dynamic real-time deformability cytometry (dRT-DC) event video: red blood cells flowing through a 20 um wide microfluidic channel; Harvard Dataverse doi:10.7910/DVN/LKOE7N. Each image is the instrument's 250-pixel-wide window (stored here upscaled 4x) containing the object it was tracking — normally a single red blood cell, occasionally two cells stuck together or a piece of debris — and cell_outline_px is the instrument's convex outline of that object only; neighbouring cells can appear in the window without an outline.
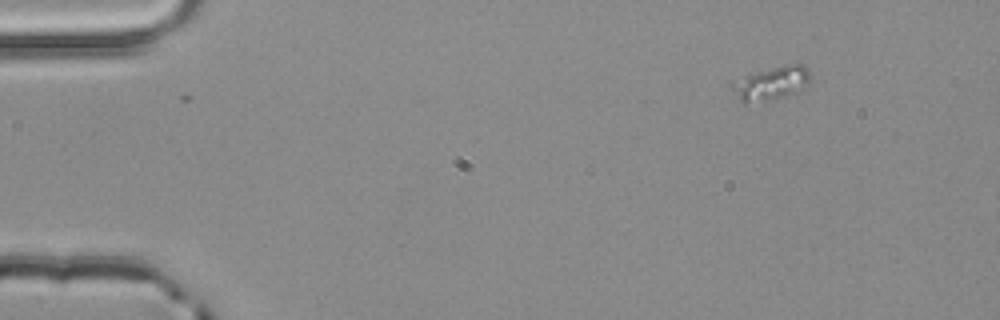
{"species": "common noctule bat (a hibernating species)", "species_latin": "Nyctalus noctula", "temperature_condition": "room temperature", "stored_images_in_passage": 4, "camera_frame_rate_fps": 3000, "um_per_image_px": 0.085, "animal": {"sex": "male", "body_mass_g": 20.4}, "frame": {"image": 1, "passage_image": 4, "time_ms": 1.0, "image_size_px": [1000, 320], "cell_outline_px": [[812, 80], [792, 92], [784, 96], [744, 104], [728, 88], [728, 84], [732, 80], [748, 72], [784, 64], [804, 64], [808, 68]], "centroid_in_image_um": [65.43, 7.02], "position_along_channel_um": 19.6, "area_um2": 15.72}}